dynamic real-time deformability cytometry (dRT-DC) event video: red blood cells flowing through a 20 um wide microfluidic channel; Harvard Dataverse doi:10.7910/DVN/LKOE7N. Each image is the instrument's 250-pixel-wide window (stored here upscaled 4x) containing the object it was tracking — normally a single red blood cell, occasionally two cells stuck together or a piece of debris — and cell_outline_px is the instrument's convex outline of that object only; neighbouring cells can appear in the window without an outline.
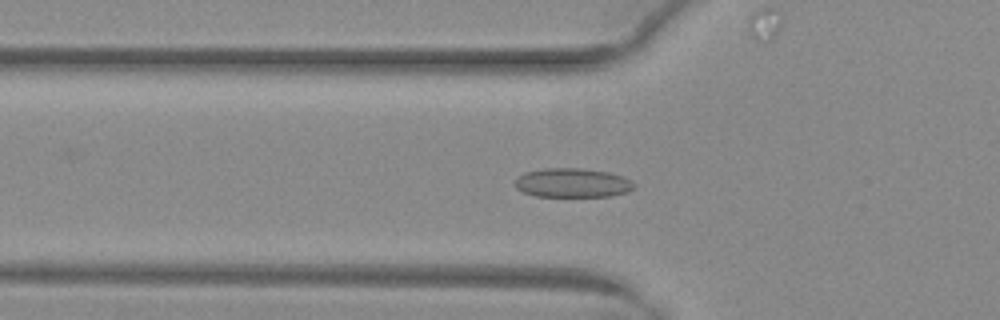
{"species": "common noctule bat (a hibernating species)", "species_latin": "Nyctalus noctula", "temperature_condition": "warm", "stored_images_in_passage": 35, "camera_frame_rate_fps": 3000, "um_per_image_px": 0.085, "animal": {"sex": "female", "body_mass_g": 29.2, "forearm_length_mm": 56.3}, "frame": {"image": 1, "passage_image": 3, "time_ms": 0.667, "image_size_px": [1000, 320], "cell_outline_px": [[636, 188], [628, 192], [612, 196], [536, 196], [524, 192], [516, 188], [512, 184], [524, 172], [544, 168], [580, 168], [608, 172], [624, 176], [636, 184]], "centroid_in_image_um": [48.69, 15.54], "position_along_channel_um": 77.1, "area_um2": 20.4}}
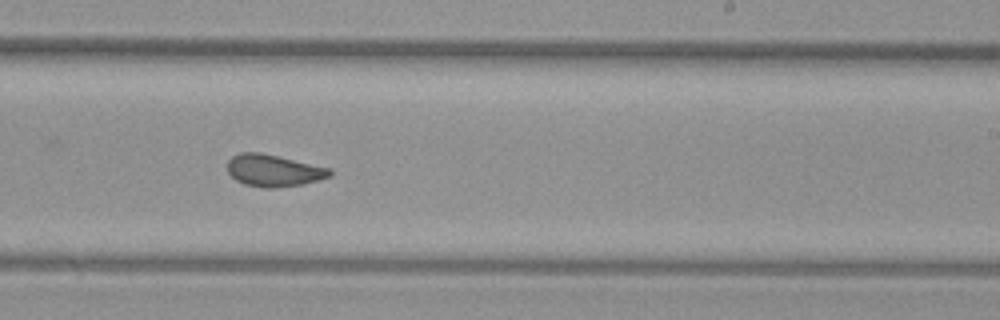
{"frame": {"image": 2, "passage_image": 17, "time_ms": 5.333, "image_size_px": [1000, 320], "cell_outline_px": [[332, 176], [320, 180], [304, 184], [272, 188], [264, 188], [244, 184], [236, 180], [228, 172], [228, 160], [232, 156], [240, 152], [260, 152], [332, 168]], "centroid_in_image_um": [23.29, 14.49], "position_along_channel_um": 265.7, "area_um2": 19.25}}
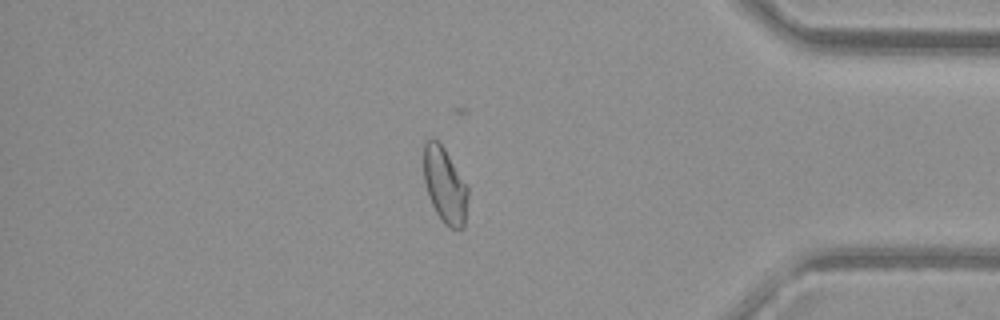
{"frame": {"image": 3, "passage_image": 29, "time_ms": 9.333, "image_size_px": [1000, 320], "cell_outline_px": [[468, 196], [464, 228], [448, 228], [444, 224], [436, 212], [432, 204], [424, 180], [424, 140], [428, 136], [432, 136], [444, 148], [468, 188]], "centroid_in_image_um": [37.8, 15.73], "position_along_channel_um": 397.4, "area_um2": 19.36}}